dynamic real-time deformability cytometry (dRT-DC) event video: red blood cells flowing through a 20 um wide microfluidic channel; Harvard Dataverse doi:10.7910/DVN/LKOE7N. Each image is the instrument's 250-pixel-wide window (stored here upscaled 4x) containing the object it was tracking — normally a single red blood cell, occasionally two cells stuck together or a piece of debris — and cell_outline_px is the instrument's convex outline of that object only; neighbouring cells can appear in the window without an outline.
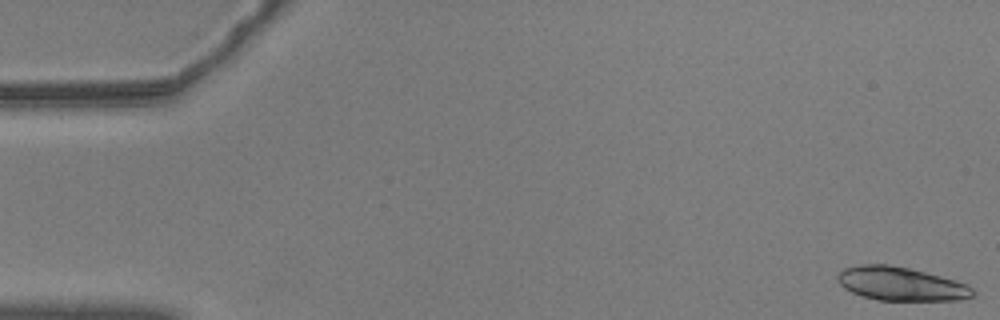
{"species": "common noctule bat (a hibernating species)", "species_latin": "Nyctalus noctula", "temperature_condition": "warm", "stored_images_in_passage": 56, "segment_of_instrument_passage": [1, 2], "camera_frame_rate_fps": 3000, "um_per_image_px": 0.085, "animal": {"sex": "male", "body_mass_g": 20.5, "forearm_length_mm": 52.5}, "frame": {"image": 1, "passage_image": 1, "time_ms": 0.0, "image_size_px": [1000, 320], "cell_outline_px": [[976, 292], [972, 296], [960, 300], [876, 300], [852, 292], [844, 288], [836, 280], [836, 276], [844, 268], [860, 264], [888, 264], [908, 268], [956, 280], [968, 284]], "centroid_in_image_um": [76.57, 24.12], "position_along_channel_um": 8.4, "area_um2": 26.47}}
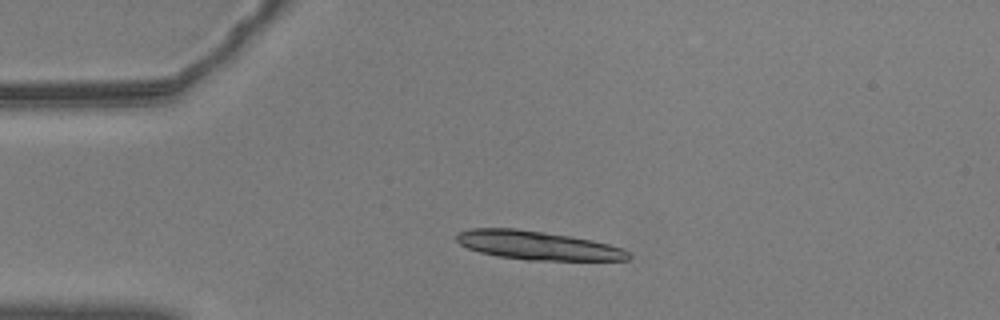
{"frame": {"image": 2, "passage_image": 13, "time_ms": 4.0, "image_size_px": [1000, 320], "cell_outline_px": [[632, 256], [628, 260], [524, 260], [500, 256], [480, 252], [468, 248], [460, 244], [456, 240], [456, 236], [460, 232], [468, 228], [516, 228], [572, 236], [592, 240], [608, 244], [620, 248], [628, 252]], "centroid_in_image_um": [45.68, 20.85], "position_along_channel_um": 39.3, "area_um2": 28.67}}